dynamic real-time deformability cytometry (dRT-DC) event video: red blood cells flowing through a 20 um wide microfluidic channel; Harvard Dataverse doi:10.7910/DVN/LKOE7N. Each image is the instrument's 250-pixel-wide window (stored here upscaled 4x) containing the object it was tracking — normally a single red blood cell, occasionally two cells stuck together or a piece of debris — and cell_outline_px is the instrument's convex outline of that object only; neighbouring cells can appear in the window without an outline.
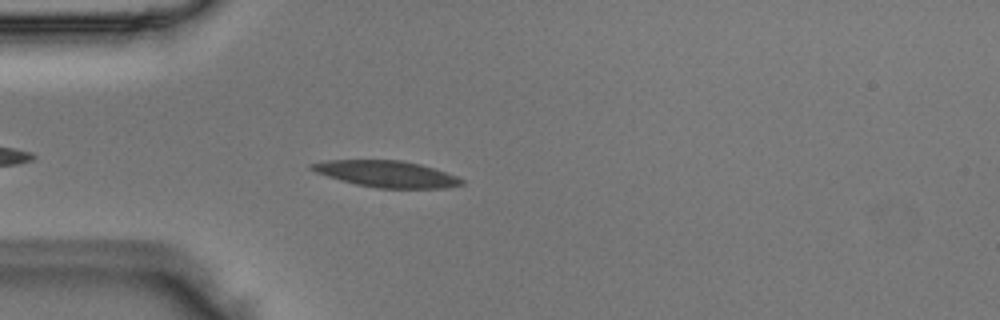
{"species": "Egyptian fruit bat (a non-hibernating species)", "species_latin": "Rousettus aegyptiacus", "temperature_condition": "room temperature", "stored_images_in_passage": 40, "camera_frame_rate_fps": 3000, "um_per_image_px": 0.085, "animal": {"sex": "male"}, "frame": {"image": 1, "passage_image": 4, "time_ms": 1.0, "image_size_px": [1000, 320], "cell_outline_px": [[464, 184], [448, 188], [376, 188], [356, 184], [340, 180], [316, 172], [308, 168], [308, 164], [328, 160], [400, 160], [420, 164], [456, 176], [464, 180]], "centroid_in_image_um": [32.84, 14.79], "position_along_channel_um": 52.2, "area_um2": 23.0}}
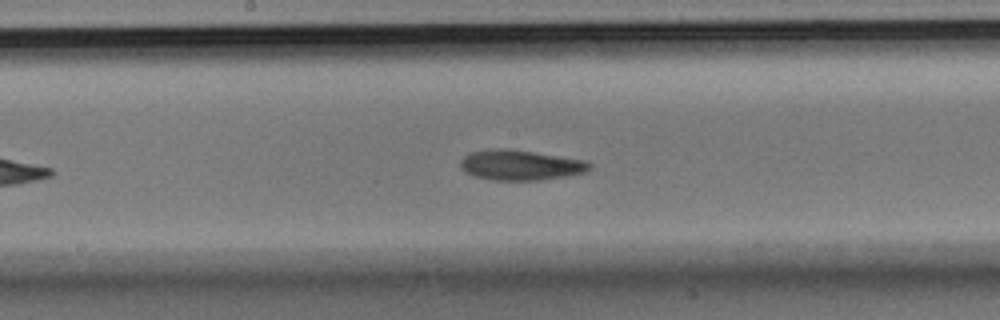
{"frame": {"image": 2, "passage_image": 16, "time_ms": 5.0, "image_size_px": [1000, 320], "cell_outline_px": [[592, 168], [584, 172], [568, 176], [540, 180], [492, 180], [472, 176], [464, 172], [460, 168], [460, 160], [468, 152], [496, 148], [508, 148], [588, 160], [592, 164]], "centroid_in_image_um": [44.23, 14.03], "position_along_channel_um": 204.0, "area_um2": 23.18}}
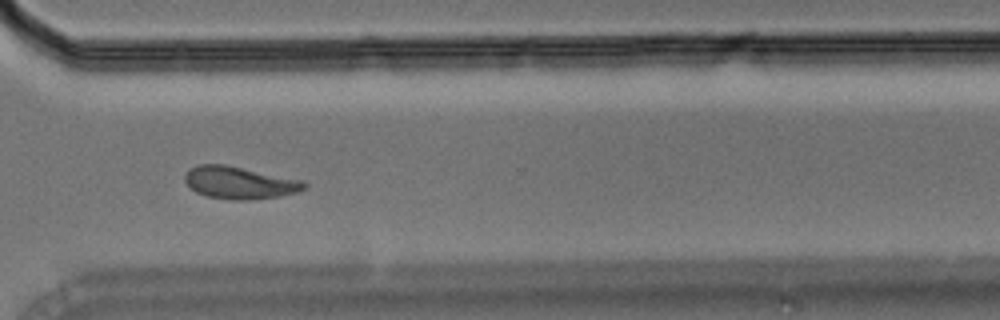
{"frame": {"image": 3, "passage_image": 27, "time_ms": 8.667, "image_size_px": [1000, 320], "cell_outline_px": [[308, 188], [296, 192], [280, 196], [248, 200], [228, 200], [208, 196], [196, 192], [184, 180], [184, 176], [188, 168], [196, 164], [224, 164], [304, 180], [308, 184]], "centroid_in_image_um": [20.37, 15.52], "position_along_channel_um": 350.2, "area_um2": 22.72}}